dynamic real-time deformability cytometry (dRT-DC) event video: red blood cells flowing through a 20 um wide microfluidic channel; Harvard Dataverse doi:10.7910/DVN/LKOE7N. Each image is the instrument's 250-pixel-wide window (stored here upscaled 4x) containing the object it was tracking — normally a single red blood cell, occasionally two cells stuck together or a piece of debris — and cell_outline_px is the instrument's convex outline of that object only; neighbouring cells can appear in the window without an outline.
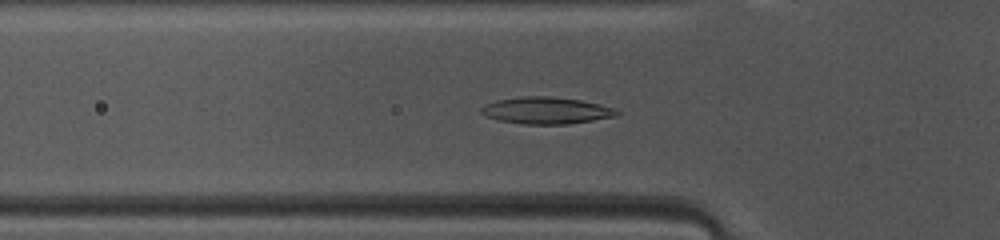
{"species": "common noctule bat (a hibernating species)", "species_latin": "Nyctalus noctula", "temperature_condition": "warm", "stored_images_in_passage": 40, "camera_frame_rate_fps": 3000, "um_per_image_px": 0.085, "animal": {"sex": "female", "body_mass_g": 10.0, "forearm_length_mm": 53.1}, "frame": {"image": 1, "passage_image": 7, "time_ms": 2.0, "image_size_px": [1000, 240], "cell_outline_px": [[620, 112], [616, 116], [568, 124], [524, 124], [500, 120], [484, 116], [480, 112], [480, 108], [484, 104], [496, 100], [520, 96], [548, 96], [580, 100], [616, 108]], "centroid_in_image_um": [46.39, 9.38], "position_along_channel_um": 79.4, "area_um2": 21.21}}
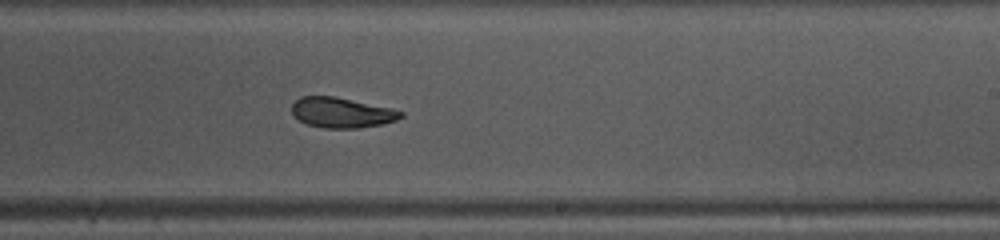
{"frame": {"image": 2, "passage_image": 20, "time_ms": 6.333, "image_size_px": [1000, 240], "cell_outline_px": [[404, 116], [396, 120], [384, 124], [356, 128], [324, 128], [308, 124], [300, 120], [292, 112], [292, 104], [300, 96], [336, 96], [388, 108], [404, 112]], "centroid_in_image_um": [29.04, 9.57], "position_along_channel_um": 260.0, "area_um2": 19.02}}
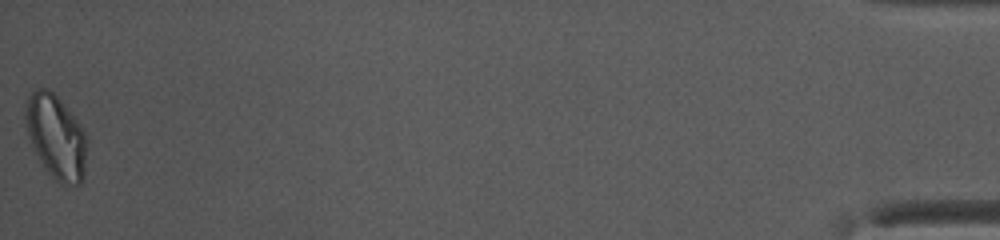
{"frame": {"image": 3, "passage_image": 40, "time_ms": 13.0, "image_size_px": [1000, 240], "cell_outline_px": [[88, 148], [84, 180], [80, 184], [60, 184], [44, 168], [32, 148], [24, 116], [24, 112], [28, 96], [36, 88], [48, 88], [60, 100], [80, 124], [88, 140]], "centroid_in_image_um": [4.78, 11.66], "position_along_channel_um": 430.4, "area_um2": 30.35}, "authors_computed_cell_mechanics": {"area_um2": 20.3456, "velocity_mm_per_s": 4.152, "shape_relaxation_time_tau1_ms": 4.4426, "shape_relaxation_time_tau2_ms": 2.1331, "deformation_change_tau1": 0.1358, "deformation_change_tau2": 0.0819}}